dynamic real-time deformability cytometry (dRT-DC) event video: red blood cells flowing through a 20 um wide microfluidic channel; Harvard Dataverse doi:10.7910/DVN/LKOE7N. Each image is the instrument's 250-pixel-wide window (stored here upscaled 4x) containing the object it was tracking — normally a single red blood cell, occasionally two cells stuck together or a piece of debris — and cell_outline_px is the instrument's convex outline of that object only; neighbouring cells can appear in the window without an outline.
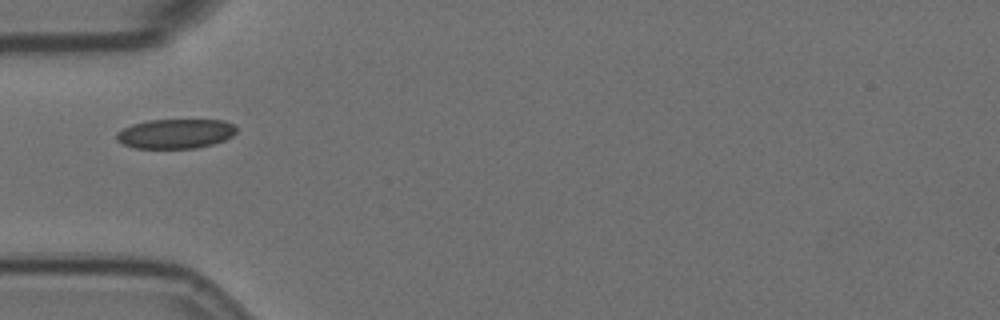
{"species": "Egyptian fruit bat (a non-hibernating species)", "species_latin": "Rousettus aegyptiacus", "temperature_condition": "room temperature", "stored_images_in_passage": 14, "camera_frame_rate_fps": 3000, "um_per_image_px": 0.085, "animal": {"sex": "female"}, "frame": {"image": 1, "passage_image": 1, "time_ms": 0.0, "image_size_px": [1000, 320], "cell_outline_px": [[236, 132], [232, 136], [224, 140], [212, 144], [196, 148], [136, 148], [124, 144], [116, 140], [116, 132], [132, 124], [148, 120], [224, 120], [232, 124], [236, 128]], "centroid_in_image_um": [14.91, 11.36], "position_along_channel_um": 70.1, "area_um2": 20.58}}
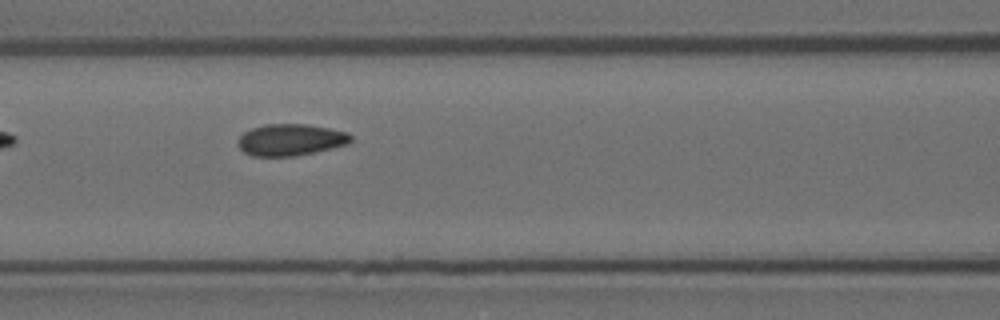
{"frame": {"image": 2, "passage_image": 7, "time_ms": 2.0, "image_size_px": [1000, 320], "cell_outline_px": [[352, 140], [348, 144], [312, 152], [292, 156], [252, 156], [244, 152], [240, 148], [240, 136], [244, 132], [252, 128], [264, 124], [308, 124], [348, 132], [352, 136]], "centroid_in_image_um": [24.72, 11.87], "position_along_channel_um": 141.9, "area_um2": 20.58}}